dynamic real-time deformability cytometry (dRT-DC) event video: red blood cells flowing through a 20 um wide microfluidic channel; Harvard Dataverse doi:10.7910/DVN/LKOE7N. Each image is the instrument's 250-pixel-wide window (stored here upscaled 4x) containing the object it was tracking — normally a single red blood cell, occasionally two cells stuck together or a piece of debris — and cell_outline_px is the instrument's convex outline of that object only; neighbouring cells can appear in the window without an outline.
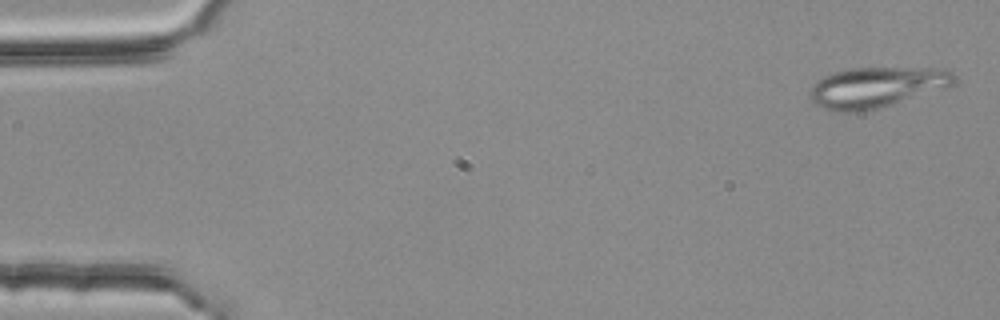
{"species": "common noctule bat (a hibernating species)", "species_latin": "Nyctalus noctula", "temperature_condition": "room temperature", "stored_images_in_passage": 4, "camera_frame_rate_fps": 3000, "um_per_image_px": 0.085, "animal": {"sex": "female", "body_mass_g": 25.1}, "frame": {"image": 1, "passage_image": 1, "time_ms": 0.0, "image_size_px": [1000, 320], "cell_outline_px": [[952, 84], [948, 88], [892, 104], [860, 112], [832, 112], [816, 104], [808, 96], [808, 92], [812, 84], [824, 76], [836, 72], [852, 68], [948, 68], [952, 72]], "centroid_in_image_um": [74.47, 7.42], "position_along_channel_um": 10.5, "area_um2": 34.04}}